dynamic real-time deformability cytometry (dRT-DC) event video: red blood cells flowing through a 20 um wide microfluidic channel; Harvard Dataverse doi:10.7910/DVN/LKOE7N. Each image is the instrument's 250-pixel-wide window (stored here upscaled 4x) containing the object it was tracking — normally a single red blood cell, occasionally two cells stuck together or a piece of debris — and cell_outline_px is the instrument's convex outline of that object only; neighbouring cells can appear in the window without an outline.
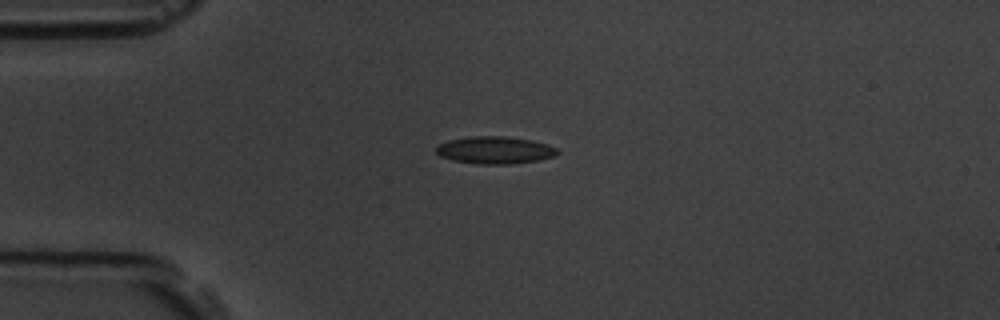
{"species": "common noctule bat (a hibernating species)", "species_latin": "Nyctalus noctula", "temperature_condition": "room temperature", "stored_images_in_passage": 7, "camera_frame_rate_fps": 3000, "um_per_image_px": 0.085, "animal": {"sex": "male", "body_mass_g": 19.5, "forearm_length_mm": 54.6}, "frame": {"image": 1, "passage_image": 2, "time_ms": 1.0, "image_size_px": [1000, 320], "cell_outline_px": [[560, 152], [552, 156], [540, 160], [512, 164], [476, 164], [452, 160], [440, 156], [436, 152], [436, 148], [440, 144], [448, 140], [472, 136], [508, 136], [532, 140], [548, 144], [556, 148]], "centroid_in_image_um": [42.08, 12.76], "position_along_channel_um": 42.9, "area_um2": 19.42}}
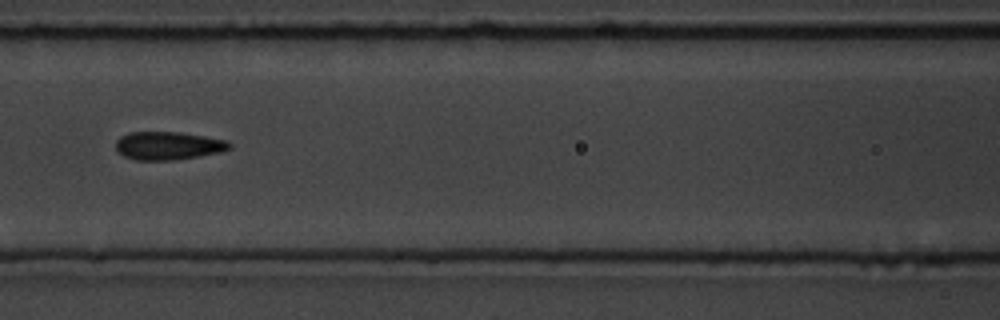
{"frame": {"image": 2, "passage_image": 5, "time_ms": 4.667, "image_size_px": [1000, 320], "cell_outline_px": [[232, 148], [220, 152], [172, 160], [136, 160], [124, 156], [116, 152], [116, 140], [120, 136], [128, 132], [180, 132], [228, 140], [232, 144]], "centroid_in_image_um": [14.28, 12.37], "position_along_channel_um": 152.3, "area_um2": 18.73}}
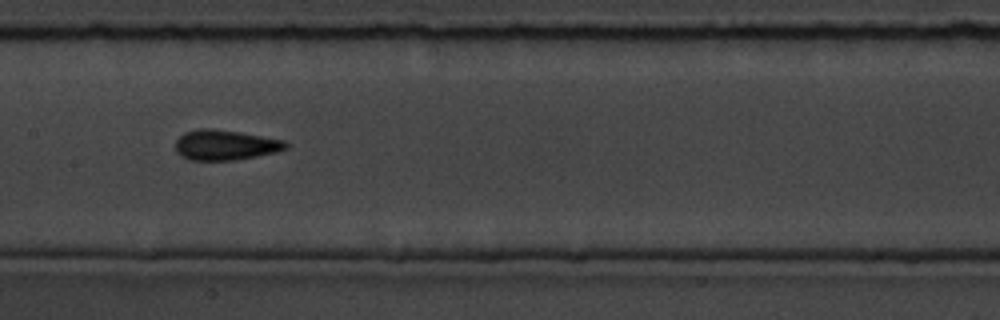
{"frame": {"image": 3, "passage_image": 6, "time_ms": 5.667, "image_size_px": [1000, 320], "cell_outline_px": [[288, 148], [276, 152], [236, 160], [188, 160], [180, 156], [176, 152], [176, 140], [184, 132], [196, 128], [212, 128], [240, 132], [284, 140], [288, 144]], "centroid_in_image_um": [19.12, 12.32], "position_along_channel_um": 188.3, "area_um2": 19.59}}